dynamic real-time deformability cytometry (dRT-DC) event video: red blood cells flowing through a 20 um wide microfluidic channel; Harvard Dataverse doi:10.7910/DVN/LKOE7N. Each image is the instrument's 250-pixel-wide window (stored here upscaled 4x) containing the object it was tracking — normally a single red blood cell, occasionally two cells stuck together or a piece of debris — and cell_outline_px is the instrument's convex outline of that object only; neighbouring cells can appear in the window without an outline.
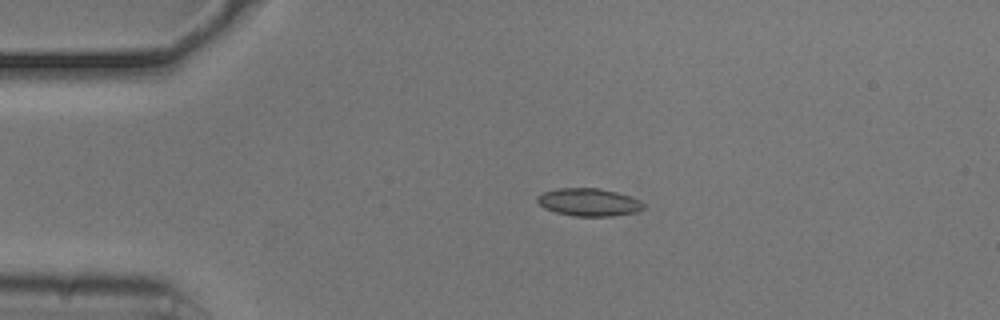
{"species": "common noctule bat (a hibernating species)", "species_latin": "Nyctalus noctula", "temperature_condition": "cold", "stored_images_in_passage": 44, "camera_frame_rate_fps": 3000, "um_per_image_px": 0.085, "animal": {"sex": "male", "body_mass_g": 20.5, "forearm_length_mm": 52.5}, "frame": {"image": 1, "passage_image": 1, "time_ms": 0.0, "image_size_px": [1000, 320], "cell_outline_px": [[644, 208], [636, 212], [612, 216], [576, 216], [556, 212], [544, 208], [536, 200], [536, 196], [544, 192], [560, 188], [600, 188], [616, 192], [640, 200], [644, 204]], "centroid_in_image_um": [50.04, 17.18], "position_along_channel_um": 35.0, "area_um2": 17.05}}
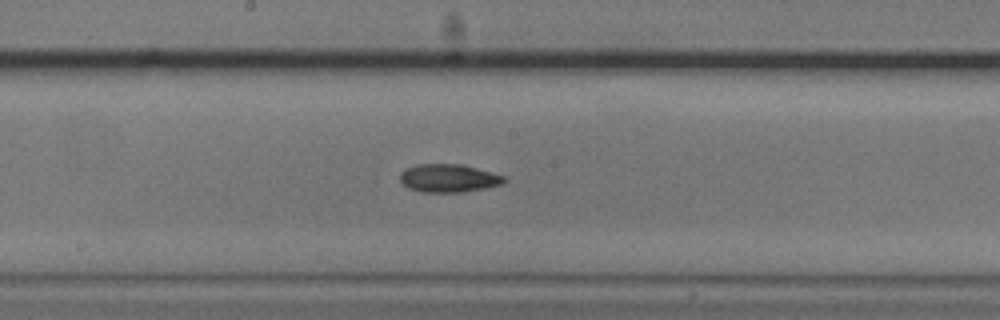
{"frame": {"image": 2, "passage_image": 18, "time_ms": 5.667, "image_size_px": [1000, 320], "cell_outline_px": [[508, 180], [500, 184], [484, 188], [464, 192], [420, 192], [408, 188], [400, 180], [400, 172], [404, 168], [416, 164], [464, 164], [492, 172], [504, 176]], "centroid_in_image_um": [38.11, 15.13], "position_along_channel_um": 210.1, "area_um2": 17.22}}
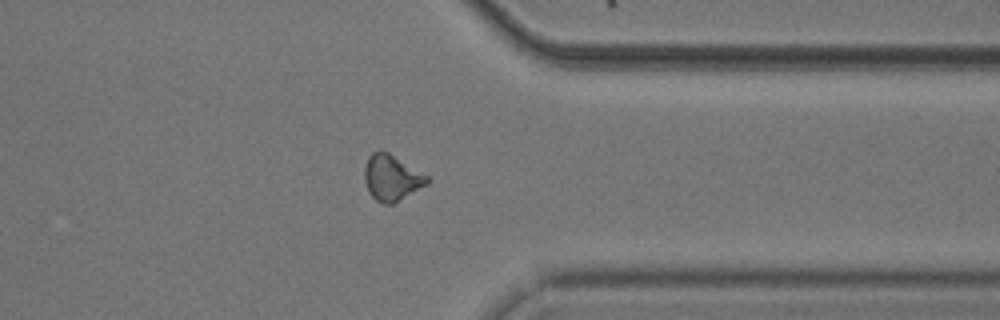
{"frame": {"image": 3, "passage_image": 32, "time_ms": 10.333, "image_size_px": [1000, 320], "cell_outline_px": [[432, 180], [428, 184], [392, 204], [384, 204], [376, 200], [368, 192], [364, 180], [364, 168], [368, 156], [372, 152], [388, 152], [428, 176]], "centroid_in_image_um": [33.28, 15.12], "position_along_channel_um": 378.1, "area_um2": 16.65}, "authors_computed_cell_mechanics": {"area_um2": 16.5886, "velocity_mm_per_s": 3.7246, "shape_relaxation_time_tau1_ms": 7.4885, "shape_relaxation_time_tau2_ms": null, "deformation_change_tau1": 0.1101, "deformation_change_tau2": null}}